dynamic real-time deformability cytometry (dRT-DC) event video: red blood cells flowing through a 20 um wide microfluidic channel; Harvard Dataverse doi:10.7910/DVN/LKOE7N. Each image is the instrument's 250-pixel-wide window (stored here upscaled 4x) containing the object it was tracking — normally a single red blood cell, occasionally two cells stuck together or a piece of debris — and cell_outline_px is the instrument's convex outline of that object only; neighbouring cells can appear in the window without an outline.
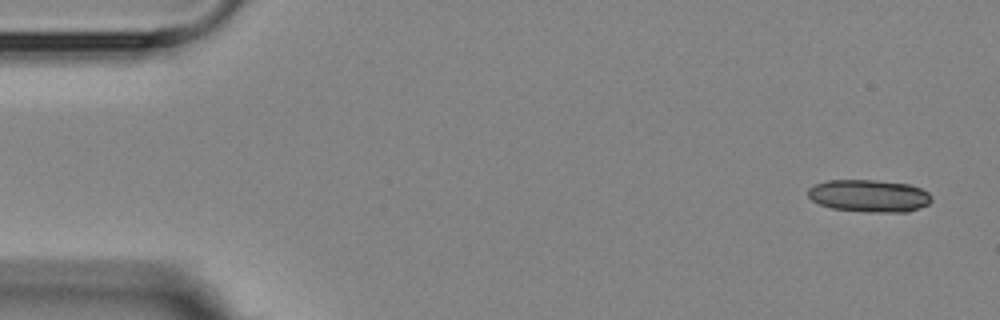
{"species": "Egyptian fruit bat (a non-hibernating species)", "species_latin": "Rousettus aegyptiacus", "temperature_condition": "room temperature", "stored_images_in_passage": 6, "camera_frame_rate_fps": 3000, "um_per_image_px": 0.085, "animal": {"sex": "female"}, "frame": {"image": 1, "passage_image": 1, "time_ms": 0.0, "image_size_px": [1000, 320], "cell_outline_px": [[932, 200], [928, 204], [908, 212], [868, 212], [832, 208], [820, 204], [812, 200], [808, 196], [808, 188], [816, 184], [828, 180], [876, 180], [908, 184], [920, 188], [928, 192], [932, 196]], "centroid_in_image_um": [73.89, 16.64], "position_along_channel_um": 11.1, "area_um2": 23.29}}